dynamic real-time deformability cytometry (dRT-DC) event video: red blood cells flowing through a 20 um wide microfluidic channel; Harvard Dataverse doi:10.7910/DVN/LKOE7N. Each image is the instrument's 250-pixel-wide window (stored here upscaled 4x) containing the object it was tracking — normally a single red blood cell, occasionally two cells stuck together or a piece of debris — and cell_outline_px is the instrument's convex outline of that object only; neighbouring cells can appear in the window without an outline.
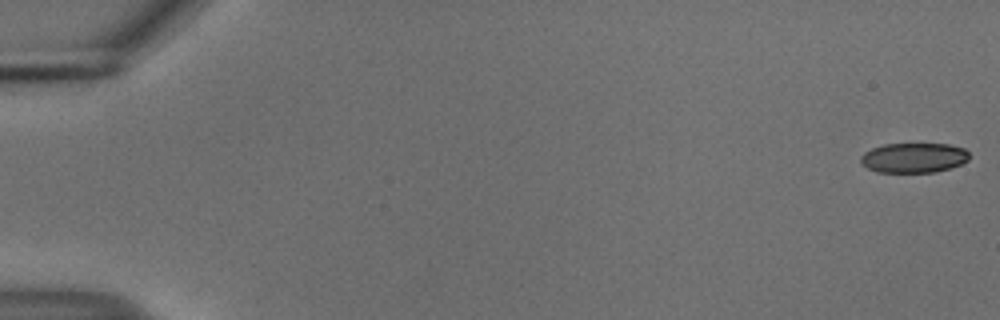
{"species": "common noctule bat (a hibernating species)", "species_latin": "Nyctalus noctula", "temperature_condition": "cold", "stored_images_in_passage": 55, "camera_frame_rate_fps": 3000, "um_per_image_px": 0.085, "animal": {"sex": "male", "body_mass_g": 18.8}, "frame": {"image": 1, "passage_image": 1, "time_ms": 0.0, "image_size_px": [1000, 320], "cell_outline_px": [[968, 160], [960, 164], [936, 172], [876, 172], [868, 168], [860, 160], [860, 156], [864, 152], [872, 148], [884, 144], [948, 144], [964, 148], [968, 152]], "centroid_in_image_um": [77.65, 13.4], "position_along_channel_um": 7.3, "area_um2": 18.79}}
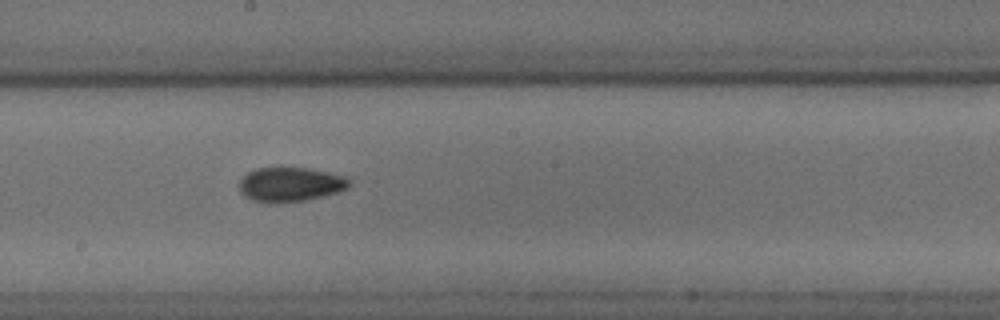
{"frame": {"image": 2, "passage_image": 31, "time_ms": 10.0, "image_size_px": [1000, 320], "cell_outline_px": [[352, 184], [348, 188], [340, 192], [324, 196], [304, 200], [276, 204], [268, 204], [252, 200], [244, 196], [240, 192], [240, 176], [256, 168], [280, 164], [308, 168], [328, 172], [344, 176], [352, 180]], "centroid_in_image_um": [24.66, 15.64], "position_along_channel_um": 223.5, "area_um2": 23.24}}
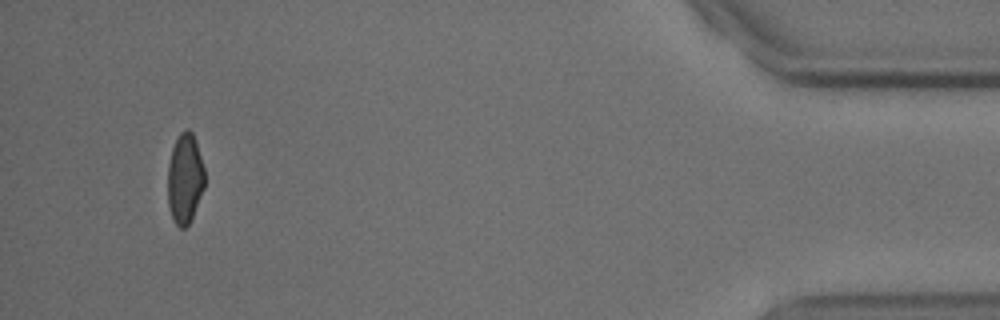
{"frame": {"image": 3, "passage_image": 52, "time_ms": 17.0, "image_size_px": [1000, 320], "cell_outline_px": [[204, 188], [192, 216], [188, 224], [184, 228], [180, 228], [176, 224], [172, 216], [168, 204], [168, 164], [172, 148], [180, 132], [184, 128], [188, 128], [192, 132], [204, 168]], "centroid_in_image_um": [15.7, 15.15], "position_along_channel_um": 419.5, "area_um2": 19.13}, "authors_computed_cell_mechanics": {"area_um2": 20.7502, "velocity_mm_per_s": 3.7477, "shape_relaxation_time_tau1_ms": 4.1048, "shape_relaxation_time_tau2_ms": 4.7956, "deformation_change_tau1": 0.1174, "deformation_change_tau2": 0.0899}}